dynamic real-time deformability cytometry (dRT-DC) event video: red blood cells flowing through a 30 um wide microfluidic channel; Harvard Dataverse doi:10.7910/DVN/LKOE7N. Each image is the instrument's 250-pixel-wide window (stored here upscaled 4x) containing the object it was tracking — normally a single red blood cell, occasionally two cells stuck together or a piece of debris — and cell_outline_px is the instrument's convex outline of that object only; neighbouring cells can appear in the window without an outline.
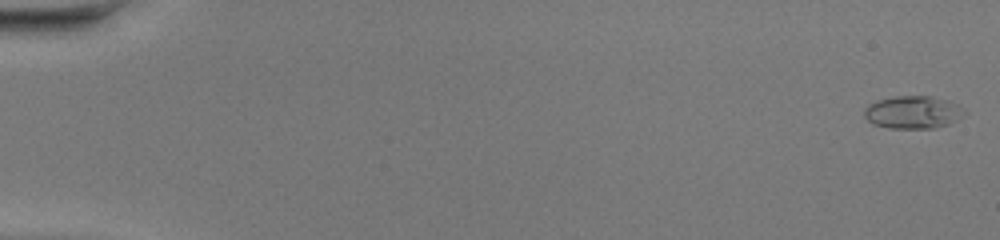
{"species": "common noctule bat (a hibernating species)", "species_latin": "Nyctalus noctula", "temperature_condition": "warm", "stored_images_in_passage": 48, "camera_frame_rate_fps": 3000, "um_per_image_px": 0.085, "animal": {"sex": "female", "body_mass_g": 20.0, "forearm_length_mm": 54.0}, "frame": {"image": 1, "passage_image": 1, "time_ms": 0.0, "image_size_px": [1000, 240], "cell_outline_px": [[968, 112], [964, 116], [948, 124], [936, 128], [888, 128], [872, 124], [864, 116], [864, 108], [868, 104], [880, 100], [896, 96], [932, 96], [956, 104], [964, 108]], "centroid_in_image_um": [77.61, 9.55], "position_along_channel_um": 7.4, "area_um2": 19.13}}
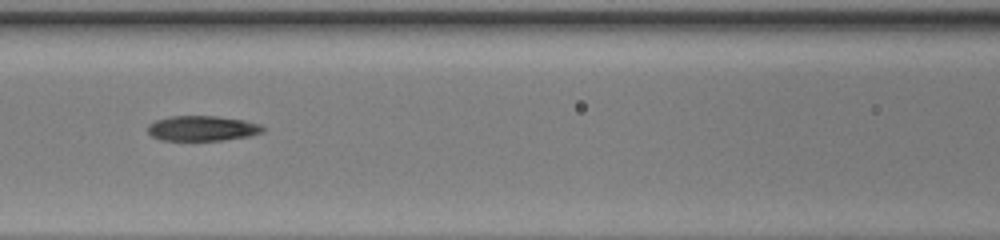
{"frame": {"image": 2, "passage_image": 23, "time_ms": 7.333, "image_size_px": [1000, 240], "cell_outline_px": [[264, 132], [248, 136], [224, 140], [160, 140], [152, 136], [148, 132], [148, 124], [156, 120], [168, 116], [216, 116], [244, 120], [260, 124], [264, 128]], "centroid_in_image_um": [17.18, 10.9], "position_along_channel_um": 149.4, "area_um2": 16.88}}
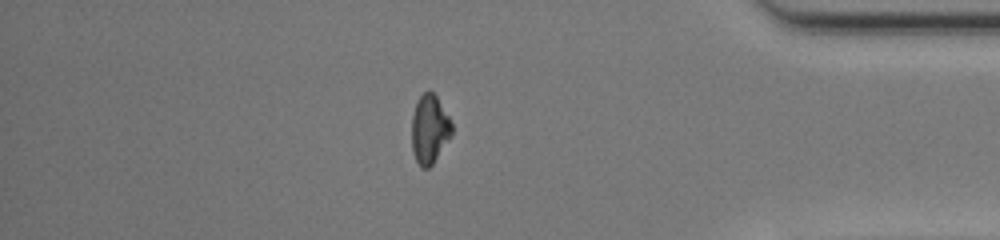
{"frame": {"image": 3, "passage_image": 42, "time_ms": 13.667, "image_size_px": [1000, 240], "cell_outline_px": [[452, 136], [432, 164], [428, 168], [420, 168], [412, 152], [412, 116], [416, 100], [428, 88], [436, 96], [448, 116], [452, 124]], "centroid_in_image_um": [36.5, 10.98], "position_along_channel_um": 398.7, "area_um2": 16.18}, "authors_computed_cell_mechanics": {"area_um2": 17.34, "velocity_mm_per_s": 4.3593, "shape_relaxation_time_tau1_ms": null, "shape_relaxation_time_tau2_ms": 2.5209, "deformation_change_tau1": null, "deformation_change_tau2": 0.0885}}